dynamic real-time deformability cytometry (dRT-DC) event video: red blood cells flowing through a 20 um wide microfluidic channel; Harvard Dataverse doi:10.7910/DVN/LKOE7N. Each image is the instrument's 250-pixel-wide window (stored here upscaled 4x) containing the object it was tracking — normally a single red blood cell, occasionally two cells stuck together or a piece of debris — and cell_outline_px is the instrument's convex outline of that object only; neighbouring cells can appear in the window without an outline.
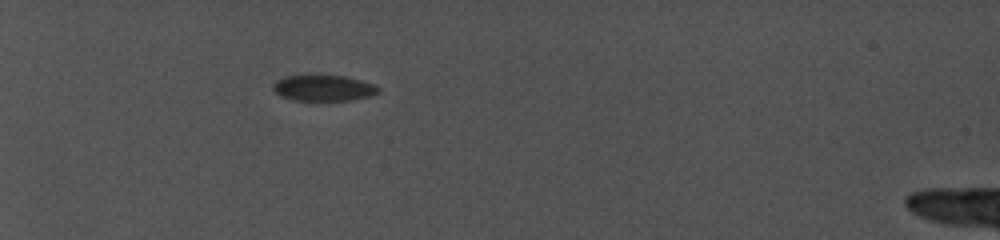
{"species": "common noctule bat (a hibernating species)", "species_latin": "Nyctalus noctula", "temperature_condition": "cold", "stored_images_in_passage": 27, "camera_frame_rate_fps": 5000, "um_per_image_px": 0.085, "animal": {"sex": "female", "body_mass_g": 19.0, "forearm_length_mm": 56.7}, "frame": {"image": 1, "passage_image": 1, "time_ms": 0.0, "image_size_px": [1000, 240], "cell_outline_px": [[380, 92], [368, 96], [344, 100], [300, 100], [284, 96], [276, 92], [272, 88], [272, 84], [276, 80], [284, 76], [300, 72], [320, 72], [344, 76], [376, 84], [380, 88]], "centroid_in_image_um": [27.45, 7.39], "position_along_channel_um": 57.5, "area_um2": 16.65}}
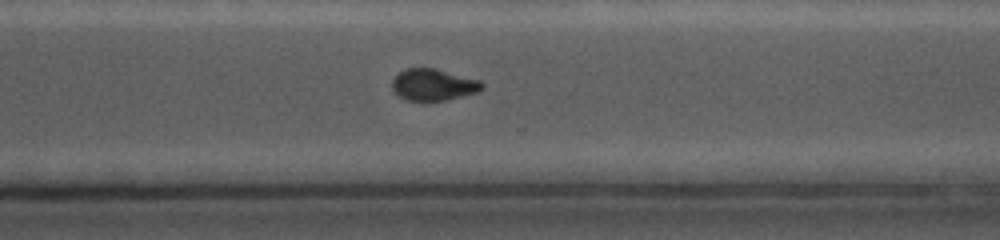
{"frame": {"image": 2, "passage_image": 21, "time_ms": 8.4, "image_size_px": [1000, 240], "cell_outline_px": [[484, 88], [476, 92], [444, 100], [408, 100], [400, 96], [392, 88], [392, 80], [404, 68], [436, 68], [480, 80], [484, 84]], "centroid_in_image_um": [36.85, 7.18], "position_along_channel_um": 333.8, "area_um2": 16.36}}
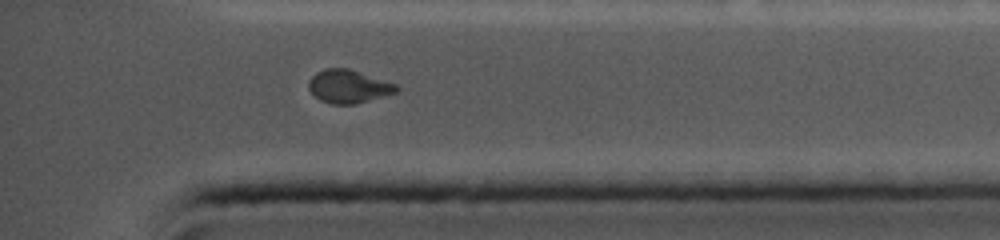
{"frame": {"image": 3, "passage_image": 25, "time_ms": 10.2, "image_size_px": [1000, 240], "cell_outline_px": [[400, 88], [396, 92], [356, 104], [332, 104], [320, 100], [308, 88], [308, 80], [316, 72], [324, 68], [348, 68], [396, 84]], "centroid_in_image_um": [29.6, 7.34], "position_along_channel_um": 405.6, "area_um2": 16.88}, "authors_computed_cell_mechanics": {"area_um2": 16.9354, "velocity_mm_per_s": 3.9107, "shape_relaxation_time_tau1_ms": 3.8364, "shape_relaxation_time_tau2_ms": null, "deformation_change_tau1": 0.068, "deformation_change_tau2": null}}